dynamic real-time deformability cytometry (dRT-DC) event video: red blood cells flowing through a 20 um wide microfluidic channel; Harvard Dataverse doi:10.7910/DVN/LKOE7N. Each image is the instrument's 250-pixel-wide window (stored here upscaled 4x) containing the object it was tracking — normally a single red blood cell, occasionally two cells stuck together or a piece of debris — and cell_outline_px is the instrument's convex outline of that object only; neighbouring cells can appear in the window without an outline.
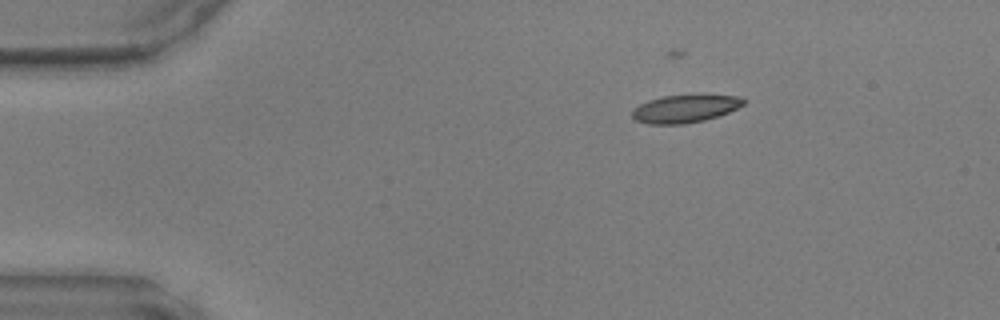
{"species": "common noctule bat (a hibernating species)", "species_latin": "Nyctalus noctula", "temperature_condition": "warm", "stored_images_in_passage": 24, "camera_frame_rate_fps": 3000, "um_per_image_px": 0.085, "animal": {"sex": "male", "body_mass_g": 17.9, "forearm_length_mm": 54.2}, "frame": {"image": 1, "passage_image": 1, "time_ms": 0.0, "image_size_px": [1000, 320], "cell_outline_px": [[744, 104], [728, 112], [704, 120], [684, 124], [648, 124], [636, 120], [632, 116], [632, 112], [640, 104], [648, 100], [664, 96], [740, 96], [744, 100]], "centroid_in_image_um": [58.19, 9.26], "position_along_channel_um": 26.8, "area_um2": 17.46}}
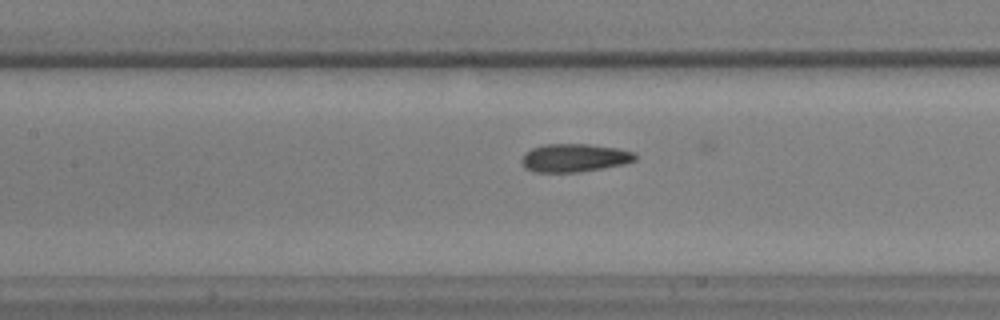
{"frame": {"image": 2, "passage_image": 15, "time_ms": 4.667, "image_size_px": [1000, 320], "cell_outline_px": [[636, 160], [624, 164], [604, 168], [576, 172], [532, 172], [524, 168], [520, 160], [524, 152], [532, 148], [544, 144], [588, 144], [616, 148], [636, 152]], "centroid_in_image_um": [48.79, 13.42], "position_along_channel_um": 158.6, "area_um2": 18.84}}
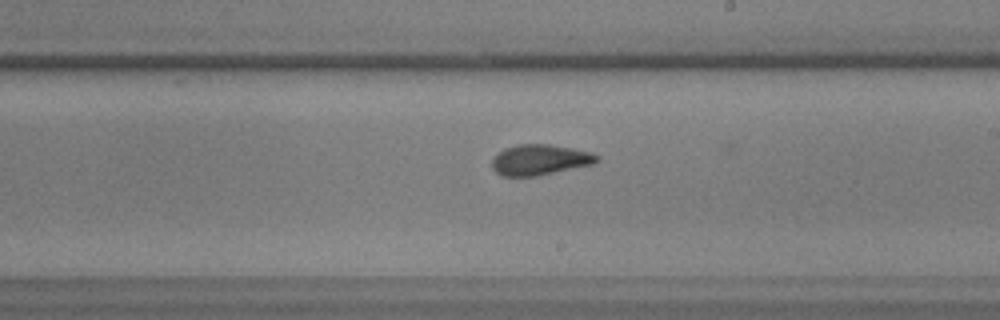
{"frame": {"image": 3, "passage_image": 21, "time_ms": 6.667, "image_size_px": [1000, 320], "cell_outline_px": [[600, 160], [592, 164], [536, 176], [500, 176], [492, 168], [492, 160], [504, 148], [520, 144], [548, 144], [572, 148], [588, 152], [600, 156]], "centroid_in_image_um": [45.88, 13.58], "position_along_channel_um": 243.1, "area_um2": 18.5}}